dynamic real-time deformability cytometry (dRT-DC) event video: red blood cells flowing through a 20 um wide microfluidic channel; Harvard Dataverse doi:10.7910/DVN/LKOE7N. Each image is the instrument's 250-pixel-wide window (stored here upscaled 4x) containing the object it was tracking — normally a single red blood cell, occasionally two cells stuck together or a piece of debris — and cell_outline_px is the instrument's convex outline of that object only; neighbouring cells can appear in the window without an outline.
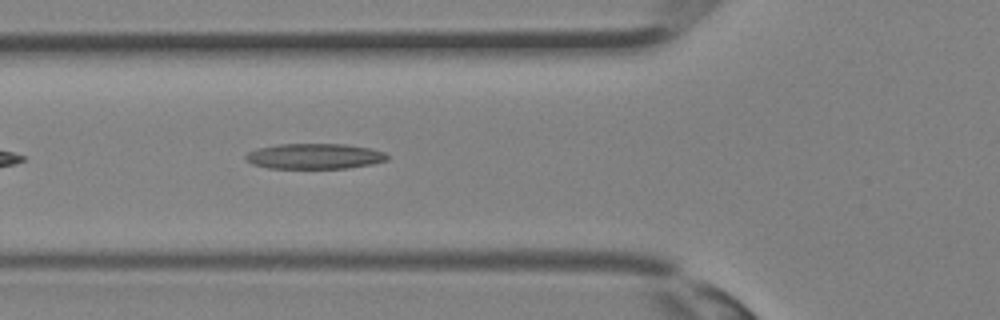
{"species": "Egyptian fruit bat (a non-hibernating species)", "species_latin": "Rousettus aegyptiacus", "temperature_condition": "room temperature", "stored_images_in_passage": 35, "camera_frame_rate_fps": 3000, "um_per_image_px": 0.085, "animal": {"sex": "female"}, "frame": {"image": 1, "passage_image": 13, "time_ms": 4.0, "image_size_px": [1000, 320], "cell_outline_px": [[388, 160], [372, 164], [348, 168], [268, 168], [252, 164], [244, 156], [248, 152], [256, 148], [276, 144], [344, 144], [368, 148], [384, 152], [388, 156]], "centroid_in_image_um": [26.71, 13.28], "position_along_channel_um": 99.1, "area_um2": 20.98}}
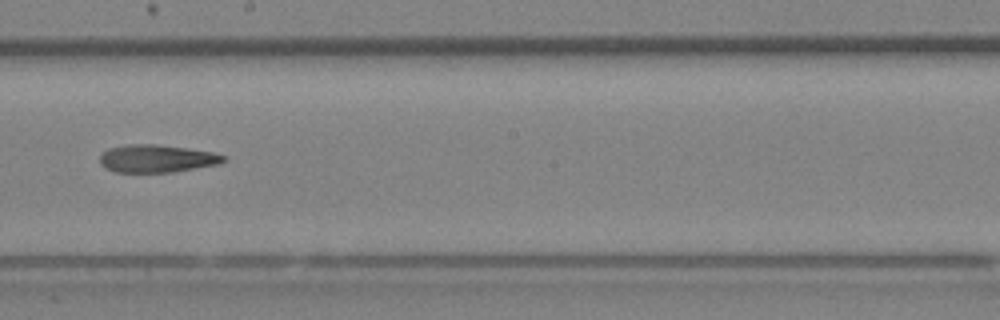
{"frame": {"image": 2, "passage_image": 20, "time_ms": 6.333, "image_size_px": [1000, 320], "cell_outline_px": [[228, 160], [220, 164], [172, 172], [116, 172], [104, 168], [100, 164], [100, 152], [108, 148], [128, 144], [156, 144], [212, 152], [224, 156]], "centroid_in_image_um": [13.29, 13.48], "position_along_channel_um": 234.9, "area_um2": 20.06}}
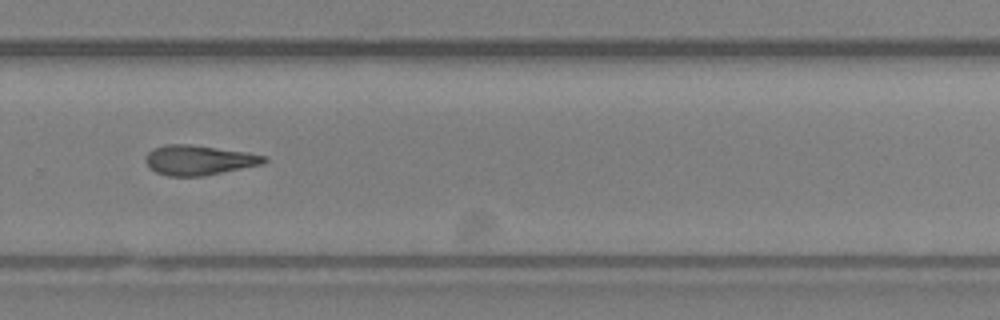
{"frame": {"image": 3, "passage_image": 24, "time_ms": 7.667, "image_size_px": [1000, 320], "cell_outline_px": [[268, 160], [264, 164], [200, 176], [168, 176], [156, 172], [144, 160], [148, 152], [152, 148], [164, 144], [188, 144], [248, 152], [268, 156]], "centroid_in_image_um": [16.92, 13.59], "position_along_channel_um": 312.9, "area_um2": 20.58}}